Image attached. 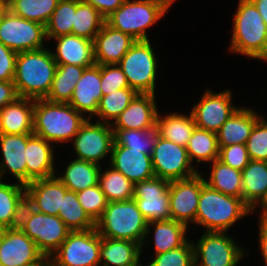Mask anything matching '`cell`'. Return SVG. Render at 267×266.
I'll return each mask as SVG.
<instances>
[{
    "label": "cell",
    "instance_id": "37",
    "mask_svg": "<svg viewBox=\"0 0 267 266\" xmlns=\"http://www.w3.org/2000/svg\"><path fill=\"white\" fill-rule=\"evenodd\" d=\"M98 184L108 203L133 198L134 184L110 165L104 172L100 170Z\"/></svg>",
    "mask_w": 267,
    "mask_h": 266
},
{
    "label": "cell",
    "instance_id": "25",
    "mask_svg": "<svg viewBox=\"0 0 267 266\" xmlns=\"http://www.w3.org/2000/svg\"><path fill=\"white\" fill-rule=\"evenodd\" d=\"M28 134H0L3 160L0 163V179L9 171L18 183L27 185L25 148Z\"/></svg>",
    "mask_w": 267,
    "mask_h": 266
},
{
    "label": "cell",
    "instance_id": "51",
    "mask_svg": "<svg viewBox=\"0 0 267 266\" xmlns=\"http://www.w3.org/2000/svg\"><path fill=\"white\" fill-rule=\"evenodd\" d=\"M18 98L13 81H0V108Z\"/></svg>",
    "mask_w": 267,
    "mask_h": 266
},
{
    "label": "cell",
    "instance_id": "10",
    "mask_svg": "<svg viewBox=\"0 0 267 266\" xmlns=\"http://www.w3.org/2000/svg\"><path fill=\"white\" fill-rule=\"evenodd\" d=\"M227 232H204L193 244L195 266H236L247 256Z\"/></svg>",
    "mask_w": 267,
    "mask_h": 266
},
{
    "label": "cell",
    "instance_id": "27",
    "mask_svg": "<svg viewBox=\"0 0 267 266\" xmlns=\"http://www.w3.org/2000/svg\"><path fill=\"white\" fill-rule=\"evenodd\" d=\"M261 117L252 108L240 107L217 132L218 146L246 144L254 125Z\"/></svg>",
    "mask_w": 267,
    "mask_h": 266
},
{
    "label": "cell",
    "instance_id": "57",
    "mask_svg": "<svg viewBox=\"0 0 267 266\" xmlns=\"http://www.w3.org/2000/svg\"><path fill=\"white\" fill-rule=\"evenodd\" d=\"M7 9H8V5L0 1V20Z\"/></svg>",
    "mask_w": 267,
    "mask_h": 266
},
{
    "label": "cell",
    "instance_id": "42",
    "mask_svg": "<svg viewBox=\"0 0 267 266\" xmlns=\"http://www.w3.org/2000/svg\"><path fill=\"white\" fill-rule=\"evenodd\" d=\"M76 0H59L52 16L45 25L47 40L72 34Z\"/></svg>",
    "mask_w": 267,
    "mask_h": 266
},
{
    "label": "cell",
    "instance_id": "15",
    "mask_svg": "<svg viewBox=\"0 0 267 266\" xmlns=\"http://www.w3.org/2000/svg\"><path fill=\"white\" fill-rule=\"evenodd\" d=\"M196 175L180 180L170 181L169 206L172 220L187 227L195 223L201 188L206 184L205 178Z\"/></svg>",
    "mask_w": 267,
    "mask_h": 266
},
{
    "label": "cell",
    "instance_id": "38",
    "mask_svg": "<svg viewBox=\"0 0 267 266\" xmlns=\"http://www.w3.org/2000/svg\"><path fill=\"white\" fill-rule=\"evenodd\" d=\"M58 217L71 231H86L96 228V223L80 205L76 192L67 191L62 198Z\"/></svg>",
    "mask_w": 267,
    "mask_h": 266
},
{
    "label": "cell",
    "instance_id": "41",
    "mask_svg": "<svg viewBox=\"0 0 267 266\" xmlns=\"http://www.w3.org/2000/svg\"><path fill=\"white\" fill-rule=\"evenodd\" d=\"M137 94L136 91L128 87L103 95L96 113V116L99 117V119L96 121L111 124V121H115V119L129 106Z\"/></svg>",
    "mask_w": 267,
    "mask_h": 266
},
{
    "label": "cell",
    "instance_id": "28",
    "mask_svg": "<svg viewBox=\"0 0 267 266\" xmlns=\"http://www.w3.org/2000/svg\"><path fill=\"white\" fill-rule=\"evenodd\" d=\"M141 252L137 242L101 237L100 266H142Z\"/></svg>",
    "mask_w": 267,
    "mask_h": 266
},
{
    "label": "cell",
    "instance_id": "18",
    "mask_svg": "<svg viewBox=\"0 0 267 266\" xmlns=\"http://www.w3.org/2000/svg\"><path fill=\"white\" fill-rule=\"evenodd\" d=\"M57 176L36 179L25 186L26 202L34 210L48 215H59L62 198L68 189Z\"/></svg>",
    "mask_w": 267,
    "mask_h": 266
},
{
    "label": "cell",
    "instance_id": "17",
    "mask_svg": "<svg viewBox=\"0 0 267 266\" xmlns=\"http://www.w3.org/2000/svg\"><path fill=\"white\" fill-rule=\"evenodd\" d=\"M44 255L19 227L8 228L0 243V266H25Z\"/></svg>",
    "mask_w": 267,
    "mask_h": 266
},
{
    "label": "cell",
    "instance_id": "19",
    "mask_svg": "<svg viewBox=\"0 0 267 266\" xmlns=\"http://www.w3.org/2000/svg\"><path fill=\"white\" fill-rule=\"evenodd\" d=\"M110 166L121 172L133 184L154 177L151 155L143 150H131L122 145H113Z\"/></svg>",
    "mask_w": 267,
    "mask_h": 266
},
{
    "label": "cell",
    "instance_id": "58",
    "mask_svg": "<svg viewBox=\"0 0 267 266\" xmlns=\"http://www.w3.org/2000/svg\"><path fill=\"white\" fill-rule=\"evenodd\" d=\"M7 229L8 228L5 225L0 224V243L2 242V239H3Z\"/></svg>",
    "mask_w": 267,
    "mask_h": 266
},
{
    "label": "cell",
    "instance_id": "50",
    "mask_svg": "<svg viewBox=\"0 0 267 266\" xmlns=\"http://www.w3.org/2000/svg\"><path fill=\"white\" fill-rule=\"evenodd\" d=\"M83 3L90 4L105 18L112 12L116 11L124 2V0H79Z\"/></svg>",
    "mask_w": 267,
    "mask_h": 266
},
{
    "label": "cell",
    "instance_id": "53",
    "mask_svg": "<svg viewBox=\"0 0 267 266\" xmlns=\"http://www.w3.org/2000/svg\"><path fill=\"white\" fill-rule=\"evenodd\" d=\"M257 7L264 23L267 26V0H251Z\"/></svg>",
    "mask_w": 267,
    "mask_h": 266
},
{
    "label": "cell",
    "instance_id": "32",
    "mask_svg": "<svg viewBox=\"0 0 267 266\" xmlns=\"http://www.w3.org/2000/svg\"><path fill=\"white\" fill-rule=\"evenodd\" d=\"M195 126L191 113L190 115H183L174 112L166 116L157 114L156 130L158 135L182 147L187 146Z\"/></svg>",
    "mask_w": 267,
    "mask_h": 266
},
{
    "label": "cell",
    "instance_id": "30",
    "mask_svg": "<svg viewBox=\"0 0 267 266\" xmlns=\"http://www.w3.org/2000/svg\"><path fill=\"white\" fill-rule=\"evenodd\" d=\"M150 226L155 227L153 230L155 255L177 249L188 241V238L185 236L188 229L186 225L172 219L152 221L147 225L146 235L141 248H143L144 244L148 243L146 239L149 238L148 234L151 232Z\"/></svg>",
    "mask_w": 267,
    "mask_h": 266
},
{
    "label": "cell",
    "instance_id": "52",
    "mask_svg": "<svg viewBox=\"0 0 267 266\" xmlns=\"http://www.w3.org/2000/svg\"><path fill=\"white\" fill-rule=\"evenodd\" d=\"M259 246L265 266H267V217H259Z\"/></svg>",
    "mask_w": 267,
    "mask_h": 266
},
{
    "label": "cell",
    "instance_id": "31",
    "mask_svg": "<svg viewBox=\"0 0 267 266\" xmlns=\"http://www.w3.org/2000/svg\"><path fill=\"white\" fill-rule=\"evenodd\" d=\"M25 202V185L20 183L8 184L0 179V224L7 228L18 227Z\"/></svg>",
    "mask_w": 267,
    "mask_h": 266
},
{
    "label": "cell",
    "instance_id": "8",
    "mask_svg": "<svg viewBox=\"0 0 267 266\" xmlns=\"http://www.w3.org/2000/svg\"><path fill=\"white\" fill-rule=\"evenodd\" d=\"M155 56L150 40H136L118 63L129 87L138 94L155 95L158 68Z\"/></svg>",
    "mask_w": 267,
    "mask_h": 266
},
{
    "label": "cell",
    "instance_id": "22",
    "mask_svg": "<svg viewBox=\"0 0 267 266\" xmlns=\"http://www.w3.org/2000/svg\"><path fill=\"white\" fill-rule=\"evenodd\" d=\"M102 96L101 65L94 64L83 71L69 104L81 114L88 113L91 119L97 113Z\"/></svg>",
    "mask_w": 267,
    "mask_h": 266
},
{
    "label": "cell",
    "instance_id": "35",
    "mask_svg": "<svg viewBox=\"0 0 267 266\" xmlns=\"http://www.w3.org/2000/svg\"><path fill=\"white\" fill-rule=\"evenodd\" d=\"M211 163V173L208 181L205 179V183L214 190L242 198L241 171L224 164L219 159Z\"/></svg>",
    "mask_w": 267,
    "mask_h": 266
},
{
    "label": "cell",
    "instance_id": "49",
    "mask_svg": "<svg viewBox=\"0 0 267 266\" xmlns=\"http://www.w3.org/2000/svg\"><path fill=\"white\" fill-rule=\"evenodd\" d=\"M17 52L0 42V81H13Z\"/></svg>",
    "mask_w": 267,
    "mask_h": 266
},
{
    "label": "cell",
    "instance_id": "46",
    "mask_svg": "<svg viewBox=\"0 0 267 266\" xmlns=\"http://www.w3.org/2000/svg\"><path fill=\"white\" fill-rule=\"evenodd\" d=\"M250 160L267 162V119L261 116L246 141Z\"/></svg>",
    "mask_w": 267,
    "mask_h": 266
},
{
    "label": "cell",
    "instance_id": "11",
    "mask_svg": "<svg viewBox=\"0 0 267 266\" xmlns=\"http://www.w3.org/2000/svg\"><path fill=\"white\" fill-rule=\"evenodd\" d=\"M45 26L13 14L9 9L0 20V42L19 53L44 48Z\"/></svg>",
    "mask_w": 267,
    "mask_h": 266
},
{
    "label": "cell",
    "instance_id": "55",
    "mask_svg": "<svg viewBox=\"0 0 267 266\" xmlns=\"http://www.w3.org/2000/svg\"><path fill=\"white\" fill-rule=\"evenodd\" d=\"M151 1L160 4L165 10H169V7L175 0H151Z\"/></svg>",
    "mask_w": 267,
    "mask_h": 266
},
{
    "label": "cell",
    "instance_id": "9",
    "mask_svg": "<svg viewBox=\"0 0 267 266\" xmlns=\"http://www.w3.org/2000/svg\"><path fill=\"white\" fill-rule=\"evenodd\" d=\"M100 248L96 228L71 231L51 258L54 266H100Z\"/></svg>",
    "mask_w": 267,
    "mask_h": 266
},
{
    "label": "cell",
    "instance_id": "5",
    "mask_svg": "<svg viewBox=\"0 0 267 266\" xmlns=\"http://www.w3.org/2000/svg\"><path fill=\"white\" fill-rule=\"evenodd\" d=\"M147 225L148 222L132 198L109 202L96 222V230L101 237L128 240L142 246Z\"/></svg>",
    "mask_w": 267,
    "mask_h": 266
},
{
    "label": "cell",
    "instance_id": "24",
    "mask_svg": "<svg viewBox=\"0 0 267 266\" xmlns=\"http://www.w3.org/2000/svg\"><path fill=\"white\" fill-rule=\"evenodd\" d=\"M52 39L57 41L56 50L52 52L57 65L70 64L88 68L95 64L92 40L73 34Z\"/></svg>",
    "mask_w": 267,
    "mask_h": 266
},
{
    "label": "cell",
    "instance_id": "13",
    "mask_svg": "<svg viewBox=\"0 0 267 266\" xmlns=\"http://www.w3.org/2000/svg\"><path fill=\"white\" fill-rule=\"evenodd\" d=\"M87 119L73 138L74 151L78 160L92 162L98 165L105 156L111 155L113 130L111 124Z\"/></svg>",
    "mask_w": 267,
    "mask_h": 266
},
{
    "label": "cell",
    "instance_id": "45",
    "mask_svg": "<svg viewBox=\"0 0 267 266\" xmlns=\"http://www.w3.org/2000/svg\"><path fill=\"white\" fill-rule=\"evenodd\" d=\"M80 205L96 223L102 216L108 201L99 184L76 193Z\"/></svg>",
    "mask_w": 267,
    "mask_h": 266
},
{
    "label": "cell",
    "instance_id": "34",
    "mask_svg": "<svg viewBox=\"0 0 267 266\" xmlns=\"http://www.w3.org/2000/svg\"><path fill=\"white\" fill-rule=\"evenodd\" d=\"M86 67L75 65H58L52 87L45 98L51 102L69 103L76 86Z\"/></svg>",
    "mask_w": 267,
    "mask_h": 266
},
{
    "label": "cell",
    "instance_id": "36",
    "mask_svg": "<svg viewBox=\"0 0 267 266\" xmlns=\"http://www.w3.org/2000/svg\"><path fill=\"white\" fill-rule=\"evenodd\" d=\"M188 158L193 165L196 159L197 163L213 162L219 159V146L217 133L207 131L195 126L192 136L186 146Z\"/></svg>",
    "mask_w": 267,
    "mask_h": 266
},
{
    "label": "cell",
    "instance_id": "2",
    "mask_svg": "<svg viewBox=\"0 0 267 266\" xmlns=\"http://www.w3.org/2000/svg\"><path fill=\"white\" fill-rule=\"evenodd\" d=\"M87 119L69 103L34 100L33 133L53 145L73 140Z\"/></svg>",
    "mask_w": 267,
    "mask_h": 266
},
{
    "label": "cell",
    "instance_id": "1",
    "mask_svg": "<svg viewBox=\"0 0 267 266\" xmlns=\"http://www.w3.org/2000/svg\"><path fill=\"white\" fill-rule=\"evenodd\" d=\"M57 66L52 52L45 47L19 52L13 80L18 97L45 99L51 90Z\"/></svg>",
    "mask_w": 267,
    "mask_h": 266
},
{
    "label": "cell",
    "instance_id": "23",
    "mask_svg": "<svg viewBox=\"0 0 267 266\" xmlns=\"http://www.w3.org/2000/svg\"><path fill=\"white\" fill-rule=\"evenodd\" d=\"M52 144L36 134H28L25 148L27 184L36 179L56 176Z\"/></svg>",
    "mask_w": 267,
    "mask_h": 266
},
{
    "label": "cell",
    "instance_id": "6",
    "mask_svg": "<svg viewBox=\"0 0 267 266\" xmlns=\"http://www.w3.org/2000/svg\"><path fill=\"white\" fill-rule=\"evenodd\" d=\"M18 227L44 256H51L71 232L58 216L38 212L27 202L22 207Z\"/></svg>",
    "mask_w": 267,
    "mask_h": 266
},
{
    "label": "cell",
    "instance_id": "16",
    "mask_svg": "<svg viewBox=\"0 0 267 266\" xmlns=\"http://www.w3.org/2000/svg\"><path fill=\"white\" fill-rule=\"evenodd\" d=\"M231 101L230 89L219 93L206 90L190 112L196 127L217 133L225 121L239 109L234 107Z\"/></svg>",
    "mask_w": 267,
    "mask_h": 266
},
{
    "label": "cell",
    "instance_id": "7",
    "mask_svg": "<svg viewBox=\"0 0 267 266\" xmlns=\"http://www.w3.org/2000/svg\"><path fill=\"white\" fill-rule=\"evenodd\" d=\"M160 4L151 0H124L123 4L105 22L135 40H149L146 30L156 24L165 14Z\"/></svg>",
    "mask_w": 267,
    "mask_h": 266
},
{
    "label": "cell",
    "instance_id": "20",
    "mask_svg": "<svg viewBox=\"0 0 267 266\" xmlns=\"http://www.w3.org/2000/svg\"><path fill=\"white\" fill-rule=\"evenodd\" d=\"M157 106L154 94H137L129 106L111 122L112 129H156Z\"/></svg>",
    "mask_w": 267,
    "mask_h": 266
},
{
    "label": "cell",
    "instance_id": "26",
    "mask_svg": "<svg viewBox=\"0 0 267 266\" xmlns=\"http://www.w3.org/2000/svg\"><path fill=\"white\" fill-rule=\"evenodd\" d=\"M34 99L18 97L0 108V134H33Z\"/></svg>",
    "mask_w": 267,
    "mask_h": 266
},
{
    "label": "cell",
    "instance_id": "3",
    "mask_svg": "<svg viewBox=\"0 0 267 266\" xmlns=\"http://www.w3.org/2000/svg\"><path fill=\"white\" fill-rule=\"evenodd\" d=\"M253 210L242 200L210 188H201L195 224L204 226L205 232H227L238 220Z\"/></svg>",
    "mask_w": 267,
    "mask_h": 266
},
{
    "label": "cell",
    "instance_id": "4",
    "mask_svg": "<svg viewBox=\"0 0 267 266\" xmlns=\"http://www.w3.org/2000/svg\"><path fill=\"white\" fill-rule=\"evenodd\" d=\"M229 50L249 58L267 59V26L251 0H239Z\"/></svg>",
    "mask_w": 267,
    "mask_h": 266
},
{
    "label": "cell",
    "instance_id": "40",
    "mask_svg": "<svg viewBox=\"0 0 267 266\" xmlns=\"http://www.w3.org/2000/svg\"><path fill=\"white\" fill-rule=\"evenodd\" d=\"M58 2L59 0H11L8 9L17 16L45 26Z\"/></svg>",
    "mask_w": 267,
    "mask_h": 266
},
{
    "label": "cell",
    "instance_id": "21",
    "mask_svg": "<svg viewBox=\"0 0 267 266\" xmlns=\"http://www.w3.org/2000/svg\"><path fill=\"white\" fill-rule=\"evenodd\" d=\"M135 42L131 35L105 22L93 41L95 64H118Z\"/></svg>",
    "mask_w": 267,
    "mask_h": 266
},
{
    "label": "cell",
    "instance_id": "48",
    "mask_svg": "<svg viewBox=\"0 0 267 266\" xmlns=\"http://www.w3.org/2000/svg\"><path fill=\"white\" fill-rule=\"evenodd\" d=\"M219 149V160L234 169L242 171L250 161L245 144H233Z\"/></svg>",
    "mask_w": 267,
    "mask_h": 266
},
{
    "label": "cell",
    "instance_id": "44",
    "mask_svg": "<svg viewBox=\"0 0 267 266\" xmlns=\"http://www.w3.org/2000/svg\"><path fill=\"white\" fill-rule=\"evenodd\" d=\"M154 256L147 266H195L194 248L191 240L177 249Z\"/></svg>",
    "mask_w": 267,
    "mask_h": 266
},
{
    "label": "cell",
    "instance_id": "29",
    "mask_svg": "<svg viewBox=\"0 0 267 266\" xmlns=\"http://www.w3.org/2000/svg\"><path fill=\"white\" fill-rule=\"evenodd\" d=\"M241 174L242 200L254 213L267 195V162L250 160Z\"/></svg>",
    "mask_w": 267,
    "mask_h": 266
},
{
    "label": "cell",
    "instance_id": "56",
    "mask_svg": "<svg viewBox=\"0 0 267 266\" xmlns=\"http://www.w3.org/2000/svg\"><path fill=\"white\" fill-rule=\"evenodd\" d=\"M261 207V216L260 217H267V195L266 198L259 204Z\"/></svg>",
    "mask_w": 267,
    "mask_h": 266
},
{
    "label": "cell",
    "instance_id": "43",
    "mask_svg": "<svg viewBox=\"0 0 267 266\" xmlns=\"http://www.w3.org/2000/svg\"><path fill=\"white\" fill-rule=\"evenodd\" d=\"M113 145H122L131 150H143V153L152 155L157 139L156 129H112Z\"/></svg>",
    "mask_w": 267,
    "mask_h": 266
},
{
    "label": "cell",
    "instance_id": "59",
    "mask_svg": "<svg viewBox=\"0 0 267 266\" xmlns=\"http://www.w3.org/2000/svg\"><path fill=\"white\" fill-rule=\"evenodd\" d=\"M0 1H2V2H4L5 4L8 5V4L10 3L11 0H0Z\"/></svg>",
    "mask_w": 267,
    "mask_h": 266
},
{
    "label": "cell",
    "instance_id": "47",
    "mask_svg": "<svg viewBox=\"0 0 267 266\" xmlns=\"http://www.w3.org/2000/svg\"><path fill=\"white\" fill-rule=\"evenodd\" d=\"M128 87L126 76L118 64L101 65V89L103 95Z\"/></svg>",
    "mask_w": 267,
    "mask_h": 266
},
{
    "label": "cell",
    "instance_id": "14",
    "mask_svg": "<svg viewBox=\"0 0 267 266\" xmlns=\"http://www.w3.org/2000/svg\"><path fill=\"white\" fill-rule=\"evenodd\" d=\"M169 185V180L157 176L134 184L133 198L148 223L172 219Z\"/></svg>",
    "mask_w": 267,
    "mask_h": 266
},
{
    "label": "cell",
    "instance_id": "33",
    "mask_svg": "<svg viewBox=\"0 0 267 266\" xmlns=\"http://www.w3.org/2000/svg\"><path fill=\"white\" fill-rule=\"evenodd\" d=\"M101 167L92 162L74 159L66 166L63 175L57 178L69 191L77 193L98 184Z\"/></svg>",
    "mask_w": 267,
    "mask_h": 266
},
{
    "label": "cell",
    "instance_id": "39",
    "mask_svg": "<svg viewBox=\"0 0 267 266\" xmlns=\"http://www.w3.org/2000/svg\"><path fill=\"white\" fill-rule=\"evenodd\" d=\"M105 23V17L90 4L76 0L72 34L94 41Z\"/></svg>",
    "mask_w": 267,
    "mask_h": 266
},
{
    "label": "cell",
    "instance_id": "54",
    "mask_svg": "<svg viewBox=\"0 0 267 266\" xmlns=\"http://www.w3.org/2000/svg\"><path fill=\"white\" fill-rule=\"evenodd\" d=\"M25 266H54V262H53L51 256H43L37 262L31 263V264L25 265Z\"/></svg>",
    "mask_w": 267,
    "mask_h": 266
},
{
    "label": "cell",
    "instance_id": "12",
    "mask_svg": "<svg viewBox=\"0 0 267 266\" xmlns=\"http://www.w3.org/2000/svg\"><path fill=\"white\" fill-rule=\"evenodd\" d=\"M154 175L169 181L190 178L199 171L190 162L186 147L158 135L151 155Z\"/></svg>",
    "mask_w": 267,
    "mask_h": 266
}]
</instances>
